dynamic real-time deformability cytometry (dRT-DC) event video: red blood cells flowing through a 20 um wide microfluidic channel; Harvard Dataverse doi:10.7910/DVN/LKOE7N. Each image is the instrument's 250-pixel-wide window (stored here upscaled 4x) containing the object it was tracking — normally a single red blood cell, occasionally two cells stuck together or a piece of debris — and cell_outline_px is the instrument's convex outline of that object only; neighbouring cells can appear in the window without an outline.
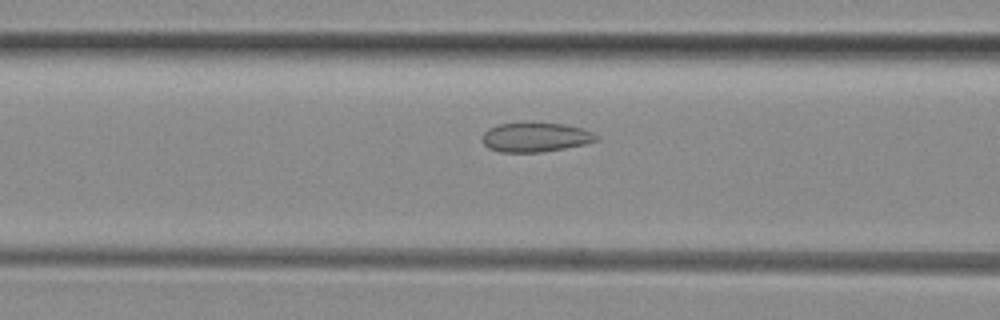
{"species": "common noctule bat (a hibernating species)", "species_latin": "Nyctalus noctula", "temperature_condition": "room temperature", "stored_images_in_passage": 9, "camera_frame_rate_fps": 3000, "um_per_image_px": 0.085, "animal": {"sex": "female", "body_mass_g": 29.2, "forearm_length_mm": 56.3}, "frame": {"image": 1, "passage_image": 7, "time_ms": 2.0, "image_size_px": [1000, 320], "cell_outline_px": [[600, 136], [596, 140], [584, 144], [564, 148], [540, 152], [500, 152], [488, 148], [484, 144], [480, 136], [488, 128], [496, 124], [528, 120], [532, 120], [564, 124], [584, 128]], "centroid_in_image_um": [45.47, 11.61], "position_along_channel_um": 121.1, "area_um2": 20.35}}